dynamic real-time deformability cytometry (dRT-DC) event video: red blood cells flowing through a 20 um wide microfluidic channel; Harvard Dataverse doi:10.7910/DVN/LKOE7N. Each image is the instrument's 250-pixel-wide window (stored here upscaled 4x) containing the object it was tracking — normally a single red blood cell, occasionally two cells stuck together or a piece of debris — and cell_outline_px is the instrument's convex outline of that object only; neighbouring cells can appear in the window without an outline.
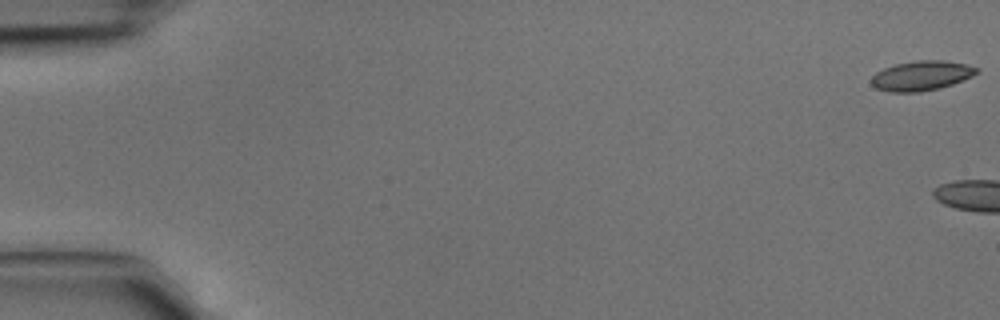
{"species": "common noctule bat (a hibernating species)", "species_latin": "Nyctalus noctula", "temperature_condition": "cold", "stored_images_in_passage": 6, "camera_frame_rate_fps": 3000, "um_per_image_px": 0.085, "animal": {"sex": "male", "body_mass_g": 15.6}, "frame": {"image": 1, "passage_image": 1, "time_ms": 0.0, "image_size_px": [1000, 320], "cell_outline_px": [[980, 72], [972, 76], [952, 84], [940, 88], [920, 92], [888, 92], [876, 88], [872, 84], [872, 76], [876, 72], [884, 68], [896, 64], [916, 60], [944, 60], [968, 64], [980, 68]], "centroid_in_image_um": [78.36, 6.43], "position_along_channel_um": 6.6, "area_um2": 18.38}}
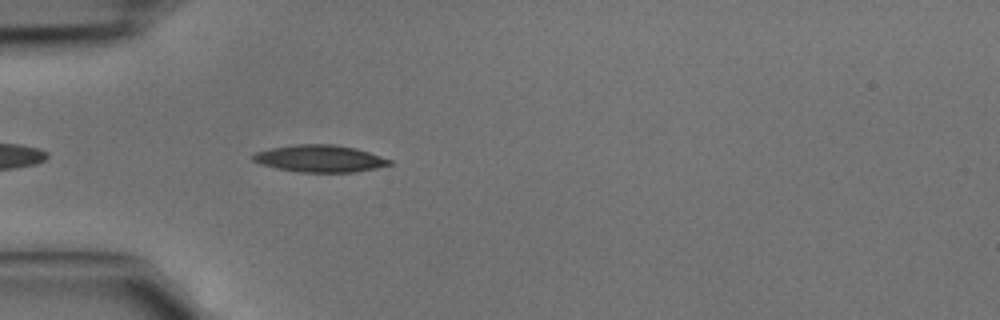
{"frame": {"image": 2, "passage_image": 6, "time_ms": 1.667, "image_size_px": [1000, 320], "cell_outline_px": [[392, 164], [376, 168], [356, 172], [300, 172], [276, 168], [260, 164], [252, 160], [252, 156], [256, 152], [272, 148], [292, 144], [336, 144], [356, 148], [392, 160]], "centroid_in_image_um": [27.18, 13.47], "position_along_channel_um": 57.8, "area_um2": 21.56}}